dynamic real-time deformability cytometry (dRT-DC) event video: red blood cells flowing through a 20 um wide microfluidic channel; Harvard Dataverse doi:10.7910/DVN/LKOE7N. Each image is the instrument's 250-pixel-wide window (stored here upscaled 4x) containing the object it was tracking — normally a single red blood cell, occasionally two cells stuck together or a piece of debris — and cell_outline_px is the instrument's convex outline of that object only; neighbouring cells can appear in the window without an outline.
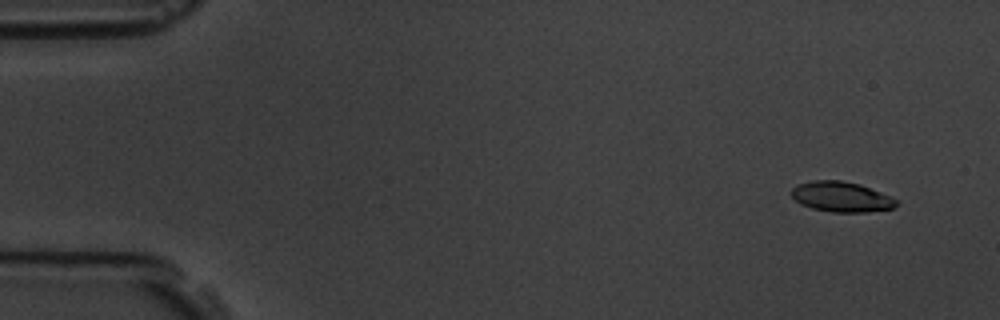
{"species": "common noctule bat (a hibernating species)", "species_latin": "Nyctalus noctula", "temperature_condition": "room temperature", "stored_images_in_passage": 8, "camera_frame_rate_fps": 3000, "um_per_image_px": 0.085, "animal": {"sex": "male", "body_mass_g": 19.5, "forearm_length_mm": 54.6}, "frame": {"image": 1, "passage_image": 2, "time_ms": 1.0, "image_size_px": [1000, 320], "cell_outline_px": [[900, 204], [892, 208], [868, 212], [832, 212], [812, 208], [800, 204], [792, 196], [792, 188], [800, 184], [812, 180], [840, 180], [860, 184], [900, 200]], "centroid_in_image_um": [71.55, 16.73], "position_along_channel_um": 13.4, "area_um2": 18.5}}
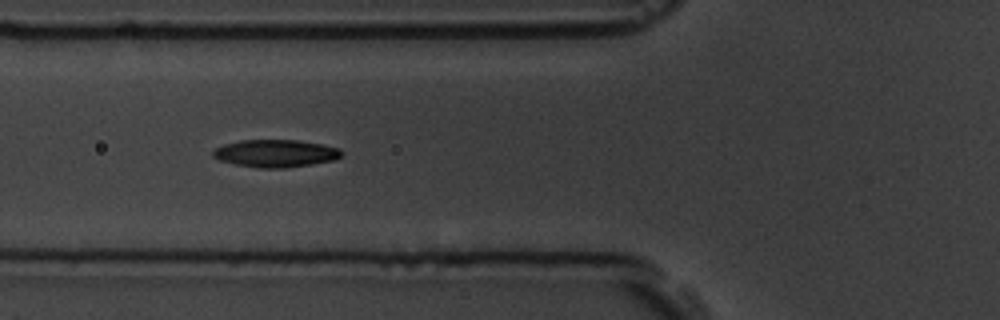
{"frame": {"image": 2, "passage_image": 7, "time_ms": 6.667, "image_size_px": [1000, 320], "cell_outline_px": [[344, 152], [340, 156], [332, 160], [312, 164], [284, 168], [260, 168], [236, 164], [220, 160], [212, 156], [212, 152], [216, 148], [224, 144], [240, 140], [300, 140], [340, 148]], "centroid_in_image_um": [23.42, 13.03], "position_along_channel_um": 102.4, "area_um2": 20.52}}
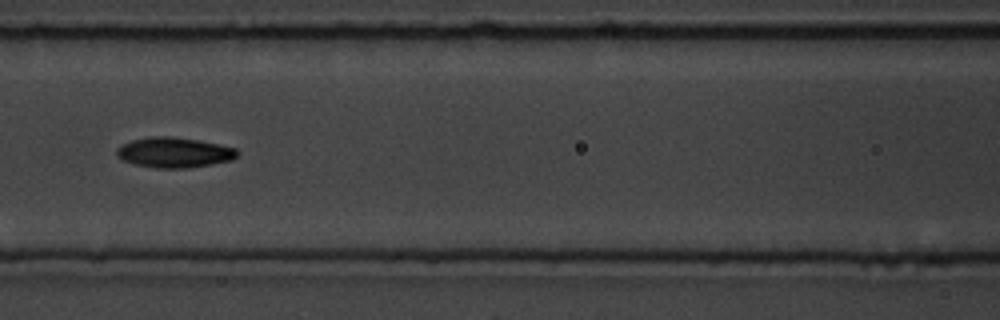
{"frame": {"image": 3, "passage_image": 8, "time_ms": 8.0, "image_size_px": [1000, 320], "cell_outline_px": [[240, 152], [232, 160], [212, 164], [188, 168], [156, 168], [136, 164], [124, 160], [116, 156], [116, 148], [132, 140], [148, 136], [172, 136], [200, 140], [236, 148]], "centroid_in_image_um": [14.82, 12.95], "position_along_channel_um": 151.8, "area_um2": 21.33}}